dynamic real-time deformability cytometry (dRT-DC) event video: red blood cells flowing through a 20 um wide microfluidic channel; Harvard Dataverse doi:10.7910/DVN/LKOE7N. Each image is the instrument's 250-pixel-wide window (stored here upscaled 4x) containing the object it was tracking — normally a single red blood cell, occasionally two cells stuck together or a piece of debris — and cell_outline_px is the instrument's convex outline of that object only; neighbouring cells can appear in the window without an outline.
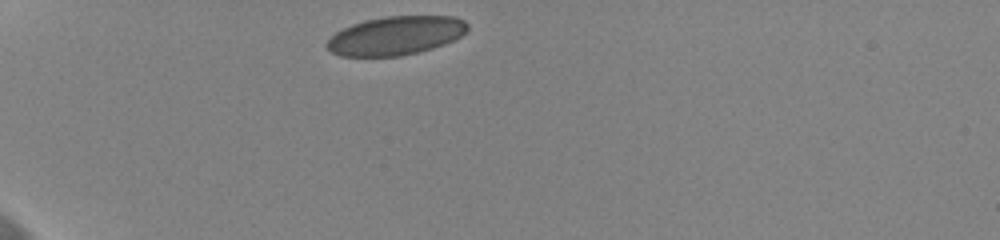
{"species": "human", "species_latin": "Homo sapiens", "temperature_condition": "cold", "stored_images_in_passage": 34, "camera_frame_rate_fps": 3000, "um_per_image_px": 0.085, "donor": {"sex": "female"}, "frame": {"image": 1, "passage_image": 1, "time_ms": 0.0, "image_size_px": [1000, 240], "cell_outline_px": [[468, 28], [460, 36], [444, 44], [432, 48], [400, 56], [340, 56], [332, 52], [324, 44], [336, 32], [352, 24], [364, 20], [384, 16], [452, 16], [464, 20], [468, 24]], "centroid_in_image_um": [33.62, 3.02], "position_along_channel_um": 51.4, "area_um2": 31.56}}
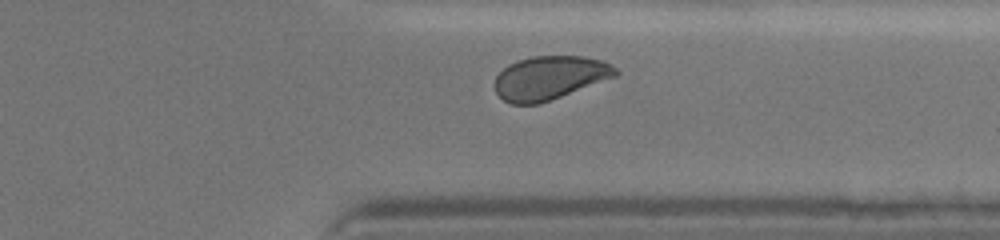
{"frame": {"image": 2, "passage_image": 30, "time_ms": 9.667, "image_size_px": [1000, 240], "cell_outline_px": [[620, 72], [616, 76], [540, 104], [512, 104], [504, 100], [496, 92], [496, 76], [508, 64], [532, 56], [584, 56], [600, 60], [612, 64]], "centroid_in_image_um": [46.74, 6.61], "position_along_channel_um": 364.7, "area_um2": 30.52}}
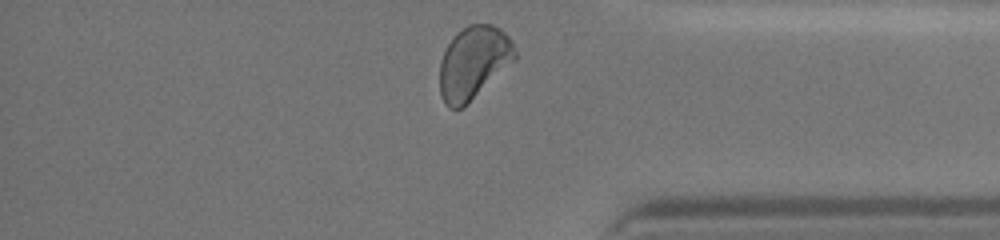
{"frame": {"image": 3, "passage_image": 33, "time_ms": 10.667, "image_size_px": [1000, 240], "cell_outline_px": [[516, 60], [464, 108], [448, 108], [444, 104], [440, 96], [440, 60], [448, 44], [456, 32], [468, 24], [492, 24], [500, 28], [512, 40], [516, 52]], "centroid_in_image_um": [40.25, 5.34], "position_along_channel_um": 394.9, "area_um2": 32.43}, "authors_computed_cell_mechanics": {"area_um2": 32.0212, "velocity_mm_per_s": 3.6216, "shape_relaxation_time_tau1_ms": 5.2268, "shape_relaxation_time_tau2_ms": 0.6253, "deformation_change_tau1": 0.1194, "deformation_change_tau2": 0.0511}}